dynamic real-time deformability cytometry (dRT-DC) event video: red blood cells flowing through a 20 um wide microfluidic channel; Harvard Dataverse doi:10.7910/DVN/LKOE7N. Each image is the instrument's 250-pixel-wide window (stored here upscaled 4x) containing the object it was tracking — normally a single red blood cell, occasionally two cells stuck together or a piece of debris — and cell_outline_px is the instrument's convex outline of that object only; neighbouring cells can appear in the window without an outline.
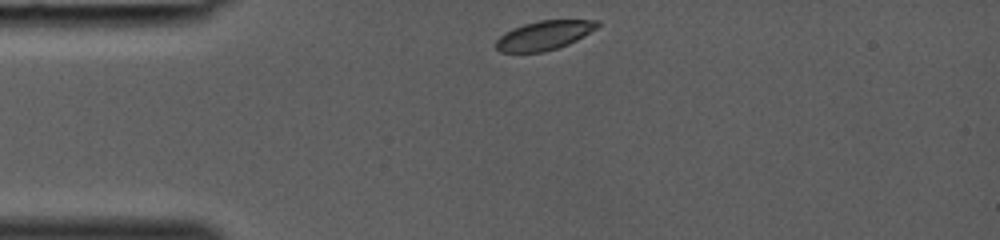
{"species": "common noctule bat (a hibernating species)", "species_latin": "Nyctalus noctula", "temperature_condition": "room temperature", "stored_images_in_passage": 25, "camera_frame_rate_fps": 3000, "um_per_image_px": 0.085, "animal": {"sex": "female", "body_mass_g": 19.0, "forearm_length_mm": 53.3}, "frame": {"image": 1, "passage_image": 1, "time_ms": 0.0, "image_size_px": [1000, 240], "cell_outline_px": [[600, 24], [596, 28], [584, 36], [568, 44], [544, 52], [500, 52], [496, 48], [496, 40], [504, 32], [512, 28], [524, 24], [540, 20], [600, 20]], "centroid_in_image_um": [46.24, 3.0], "position_along_channel_um": 38.8, "area_um2": 17.17}}
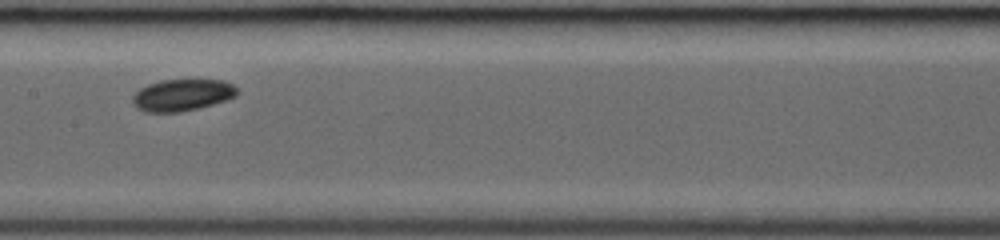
{"frame": {"image": 2, "passage_image": 11, "time_ms": 3.333, "image_size_px": [1000, 240], "cell_outline_px": [[236, 96], [228, 100], [180, 112], [144, 112], [136, 108], [132, 104], [132, 96], [140, 88], [148, 84], [160, 80], [224, 80], [232, 84], [236, 88]], "centroid_in_image_um": [15.45, 8.08], "position_along_channel_um": 192.0, "area_um2": 19.36}}
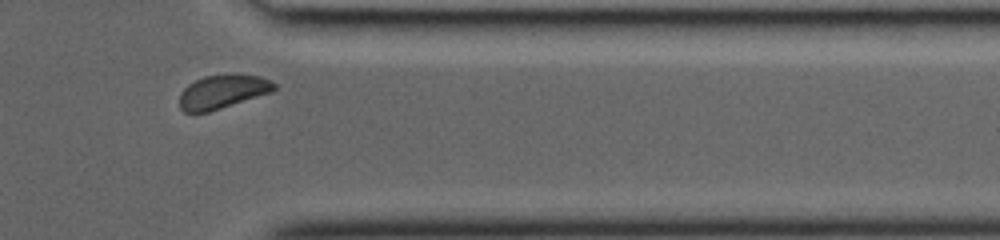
{"frame": {"image": 3, "passage_image": 22, "time_ms": 7.0, "image_size_px": [1000, 240], "cell_outline_px": [[276, 88], [272, 92], [208, 112], [184, 112], [180, 108], [180, 92], [188, 84], [204, 76], [260, 76], [272, 80], [276, 84]], "centroid_in_image_um": [18.91, 7.82], "position_along_channel_um": 392.5, "area_um2": 18.15}}